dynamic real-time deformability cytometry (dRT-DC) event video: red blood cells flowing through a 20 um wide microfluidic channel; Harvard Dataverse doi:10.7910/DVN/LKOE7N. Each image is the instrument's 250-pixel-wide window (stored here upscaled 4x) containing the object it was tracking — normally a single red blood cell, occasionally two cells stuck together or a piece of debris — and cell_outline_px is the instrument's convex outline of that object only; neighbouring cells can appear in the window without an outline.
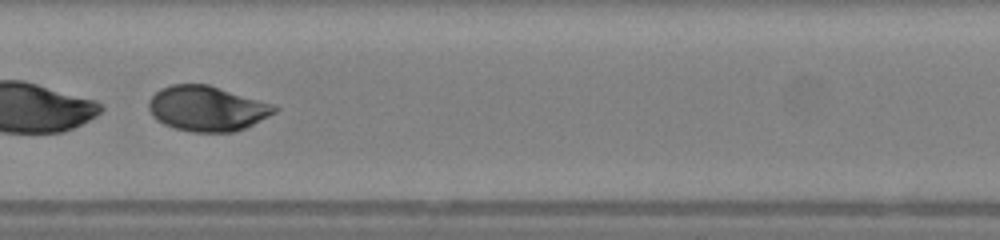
{"species": "human", "species_latin": "Homo sapiens", "temperature_condition": "warm", "stored_images_in_passage": 39, "camera_frame_rate_fps": 3000, "um_per_image_px": 0.085, "donor": {"sex": "female"}, "frame": {"image": 1, "passage_image": 23, "time_ms": 7.333, "image_size_px": [1000, 240], "cell_outline_px": [[280, 108], [276, 112], [244, 128], [232, 132], [192, 132], [176, 128], [164, 124], [156, 120], [152, 116], [148, 108], [148, 100], [160, 88], [172, 84], [208, 84], [272, 104]], "centroid_in_image_um": [17.56, 9.22], "position_along_channel_um": 189.8, "area_um2": 32.95}, "authors_computed_cell_mechanics": {"area_um2": 33.2928, "velocity_mm_per_s": 4.1689, "shape_relaxation_time_tau1_ms": 0.9681, "shape_relaxation_time_tau2_ms": 1.014, "deformation_change_tau1": 0.2923, "deformation_change_tau2": 0.032}}